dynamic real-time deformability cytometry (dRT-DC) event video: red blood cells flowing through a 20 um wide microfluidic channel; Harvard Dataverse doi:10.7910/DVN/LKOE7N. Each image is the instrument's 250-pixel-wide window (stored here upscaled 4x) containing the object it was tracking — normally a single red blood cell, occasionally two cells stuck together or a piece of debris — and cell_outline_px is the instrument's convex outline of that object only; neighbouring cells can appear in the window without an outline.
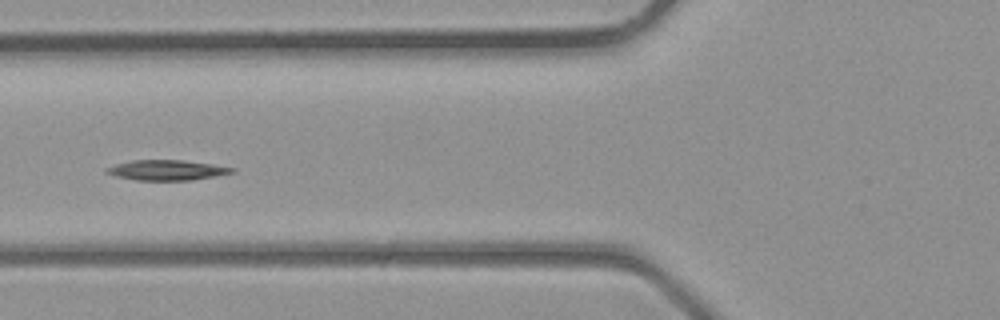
{"species": "common noctule bat (a hibernating species)", "species_latin": "Nyctalus noctula", "temperature_condition": "room temperature", "stored_images_in_passage": 34, "camera_frame_rate_fps": 3000, "um_per_image_px": 0.085, "animal": {"sex": "male", "body_mass_g": 23.1, "forearm_length_mm": 52.7}, "frame": {"image": 1, "passage_image": 10, "time_ms": 3.0, "image_size_px": [1000, 320], "cell_outline_px": [[236, 172], [192, 180], [136, 180], [116, 176], [104, 172], [104, 168], [116, 164], [132, 160], [184, 160], [212, 164], [236, 168]], "centroid_in_image_um": [14.17, 14.45], "position_along_channel_um": 111.6, "area_um2": 14.8}}
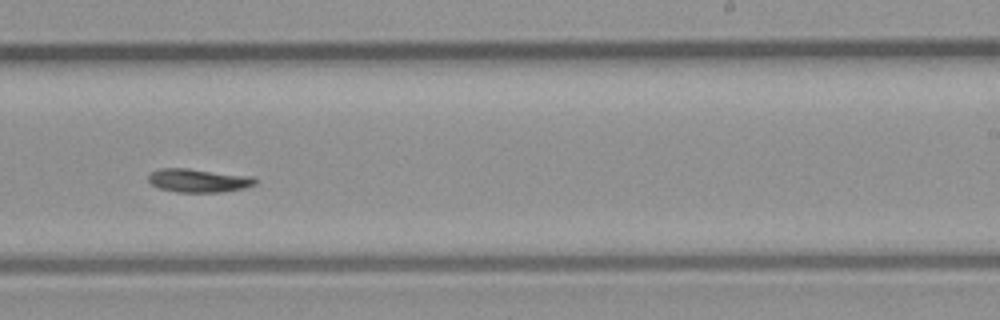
{"frame": {"image": 2, "passage_image": 19, "time_ms": 6.0, "image_size_px": [1000, 320], "cell_outline_px": [[256, 184], [244, 188], [224, 192], [176, 192], [160, 188], [152, 184], [148, 180], [148, 176], [152, 172], [160, 168], [188, 168], [252, 176], [256, 180]], "centroid_in_image_um": [16.88, 15.34], "position_along_channel_um": 272.1, "area_um2": 14.62}}
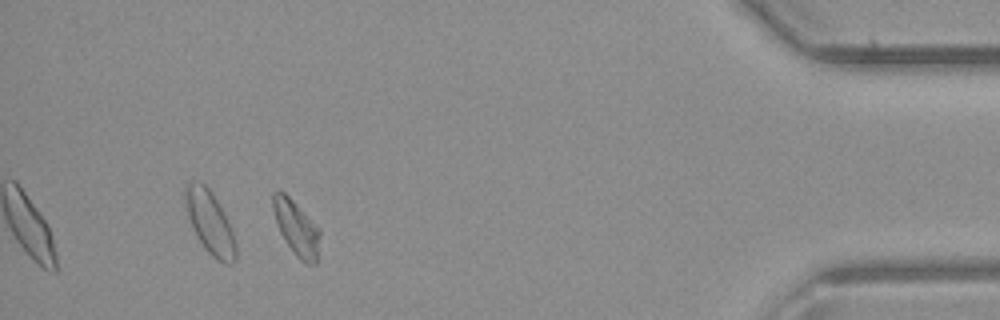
{"frame": {"image": 3, "passage_image": 30, "time_ms": 9.667, "image_size_px": [1000, 320], "cell_outline_px": [[320, 236], [316, 264], [304, 264], [296, 256], [284, 240], [280, 232], [272, 208], [272, 192], [284, 192], [292, 200], [320, 232]], "centroid_in_image_um": [25.17, 19.42], "position_along_channel_um": 410.0, "area_um2": 14.51}}